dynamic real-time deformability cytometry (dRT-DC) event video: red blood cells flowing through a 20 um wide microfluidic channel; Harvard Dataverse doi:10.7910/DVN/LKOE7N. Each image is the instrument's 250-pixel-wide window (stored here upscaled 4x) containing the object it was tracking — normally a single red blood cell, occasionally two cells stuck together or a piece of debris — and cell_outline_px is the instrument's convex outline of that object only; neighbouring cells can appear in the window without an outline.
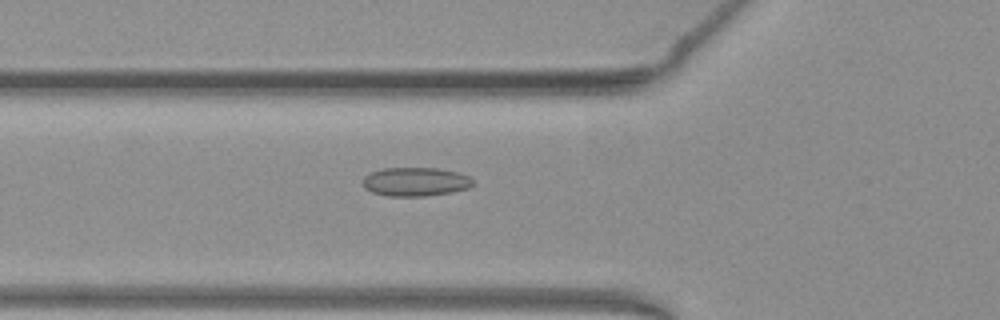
{"species": "common noctule bat (a hibernating species)", "species_latin": "Nyctalus noctula", "temperature_condition": "warm", "stored_images_in_passage": 45, "camera_frame_rate_fps": 3000, "um_per_image_px": 0.085, "animal": {"sex": "female", "body_mass_g": 19.3, "forearm_length_mm": 54.1}, "frame": {"image": 1, "passage_image": 11, "time_ms": 3.333, "image_size_px": [1000, 320], "cell_outline_px": [[472, 184], [468, 188], [452, 192], [424, 196], [388, 196], [372, 192], [364, 188], [364, 176], [372, 172], [384, 168], [436, 168], [456, 172], [468, 176], [472, 180]], "centroid_in_image_um": [35.3, 15.45], "position_along_channel_um": 90.5, "area_um2": 18.26}}
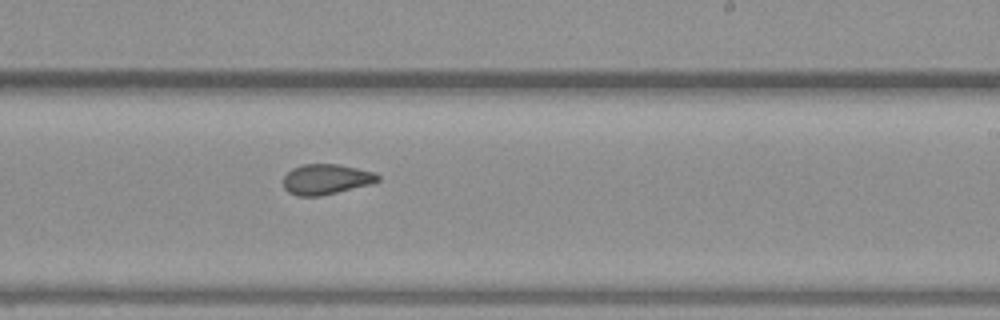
{"frame": {"image": 2, "passage_image": 24, "time_ms": 7.667, "image_size_px": [1000, 320], "cell_outline_px": [[380, 180], [372, 184], [320, 196], [296, 196], [288, 192], [284, 188], [284, 176], [292, 168], [304, 164], [336, 164], [376, 172], [380, 176]], "centroid_in_image_um": [27.73, 15.24], "position_along_channel_um": 261.3, "area_um2": 16.76}}
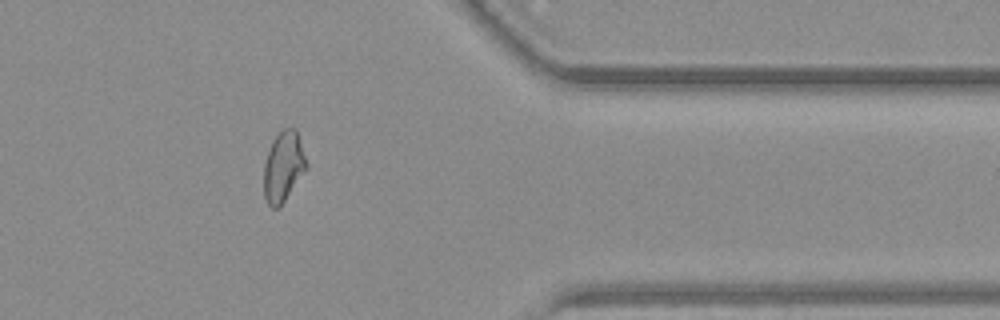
{"frame": {"image": 3, "passage_image": 35, "time_ms": 11.333, "image_size_px": [1000, 320], "cell_outline_px": [[308, 164], [284, 200], [276, 208], [272, 208], [268, 204], [264, 196], [264, 164], [272, 140], [284, 128], [296, 128]], "centroid_in_image_um": [24.07, 14.12], "position_along_channel_um": 387.3, "area_um2": 16.94}, "authors_computed_cell_mechanics": {"area_um2": 17.629, "velocity_mm_per_s": 3.9345, "shape_relaxation_time_tau1_ms": null, "shape_relaxation_time_tau2_ms": 1.4553, "deformation_change_tau1": null, "deformation_change_tau2": 0.0646}}